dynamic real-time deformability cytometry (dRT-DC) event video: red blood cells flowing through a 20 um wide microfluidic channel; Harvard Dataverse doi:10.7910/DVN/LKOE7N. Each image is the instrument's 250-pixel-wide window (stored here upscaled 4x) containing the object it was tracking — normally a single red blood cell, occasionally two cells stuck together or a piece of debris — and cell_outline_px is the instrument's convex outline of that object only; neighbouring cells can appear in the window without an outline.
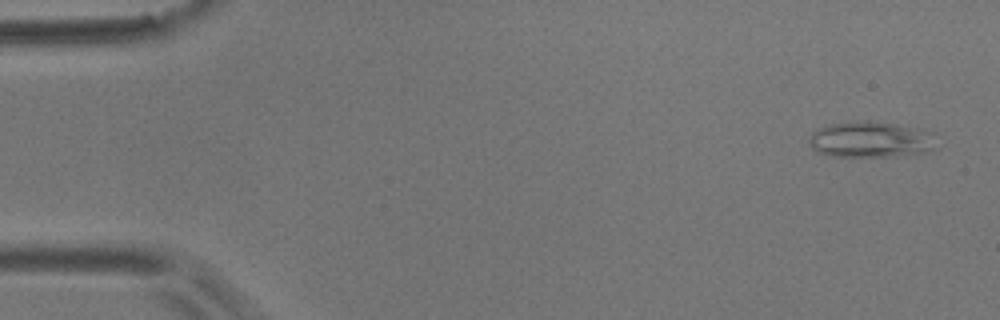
{"species": "common noctule bat (a hibernating species)", "species_latin": "Nyctalus noctula", "temperature_condition": "room temperature", "stored_images_in_passage": 16, "camera_frame_rate_fps": 3000, "um_per_image_px": 0.085, "animal": {"sex": "male", "body_mass_g": 17.9}, "frame": {"image": 1, "passage_image": 1, "time_ms": 0.0, "image_size_px": [1000, 320], "cell_outline_px": [[940, 148], [924, 152], [892, 156], [832, 156], [820, 152], [812, 148], [808, 140], [812, 132], [816, 128], [832, 124], [896, 124], [920, 128]], "centroid_in_image_um": [73.97, 11.91], "position_along_channel_um": 11.0, "area_um2": 25.37}}